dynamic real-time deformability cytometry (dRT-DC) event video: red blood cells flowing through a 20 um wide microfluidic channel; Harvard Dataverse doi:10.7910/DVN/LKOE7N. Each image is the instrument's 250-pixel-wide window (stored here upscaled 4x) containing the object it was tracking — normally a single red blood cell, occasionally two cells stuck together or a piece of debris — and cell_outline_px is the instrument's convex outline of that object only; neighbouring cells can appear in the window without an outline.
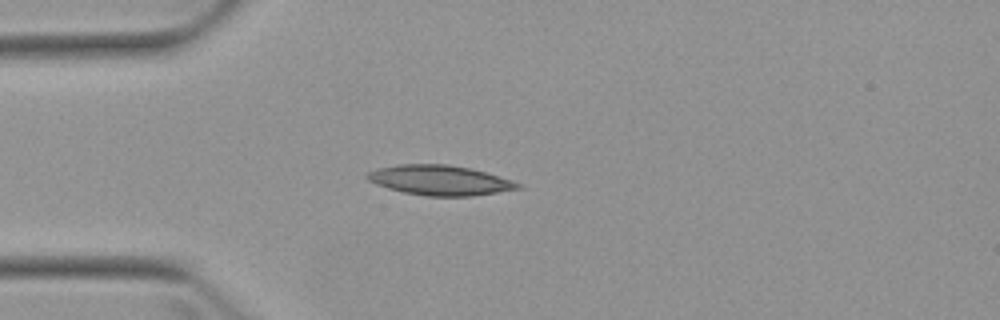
{"species": "Egyptian fruit bat (a non-hibernating species)", "species_latin": "Rousettus aegyptiacus", "temperature_condition": "warm", "stored_images_in_passage": 2, "camera_frame_rate_fps": 3000, "um_per_image_px": 0.085, "animal": {"sex": "female"}, "frame": {"image": 1, "passage_image": 2, "time_ms": 1.333, "image_size_px": [1000, 320], "cell_outline_px": [[524, 188], [472, 196], [428, 196], [404, 192], [388, 188], [376, 184], [368, 180], [364, 176], [368, 172], [380, 168], [400, 164], [448, 164], [468, 168], [484, 172], [512, 180], [520, 184]], "centroid_in_image_um": [37.39, 15.32], "position_along_channel_um": 47.6, "area_um2": 26.07}}